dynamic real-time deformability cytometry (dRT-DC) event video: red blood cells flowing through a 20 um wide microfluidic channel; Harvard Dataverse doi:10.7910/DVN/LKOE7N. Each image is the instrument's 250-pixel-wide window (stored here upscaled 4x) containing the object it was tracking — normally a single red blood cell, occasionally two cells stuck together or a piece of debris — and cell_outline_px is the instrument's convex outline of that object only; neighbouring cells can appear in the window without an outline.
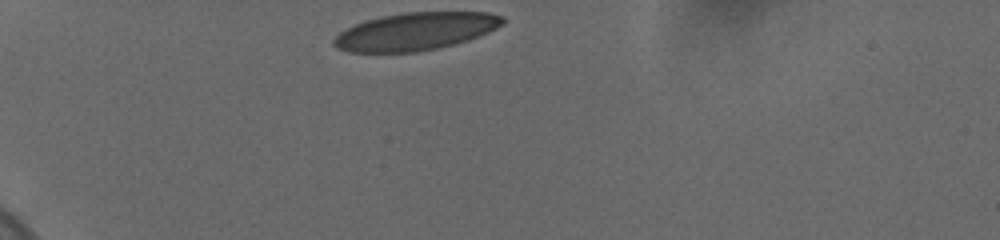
{"species": "human", "species_latin": "Homo sapiens", "temperature_condition": "cold", "stored_images_in_passage": 6, "camera_frame_rate_fps": 3000, "um_per_image_px": 0.085, "donor": {"sex": "female"}, "frame": {"image": 1, "passage_image": 1, "time_ms": 0.0, "image_size_px": [1000, 240], "cell_outline_px": [[504, 24], [480, 36], [468, 40], [436, 48], [416, 52], [348, 52], [336, 48], [332, 44], [332, 40], [344, 28], [380, 16], [404, 12], [488, 12], [504, 16]], "centroid_in_image_um": [35.31, 2.66], "position_along_channel_um": 49.7, "area_um2": 37.11}}
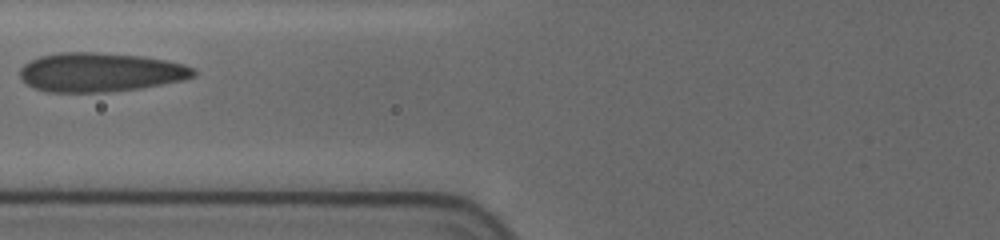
{"frame": {"image": 2, "passage_image": 4, "time_ms": 3.0, "image_size_px": [1000, 240], "cell_outline_px": [[196, 76], [184, 80], [140, 88], [104, 92], [48, 92], [32, 88], [20, 76], [20, 68], [24, 64], [40, 56], [60, 52], [96, 52], [144, 56], [184, 64], [196, 68]], "centroid_in_image_um": [8.55, 6.14], "position_along_channel_um": 117.3, "area_um2": 39.65}}
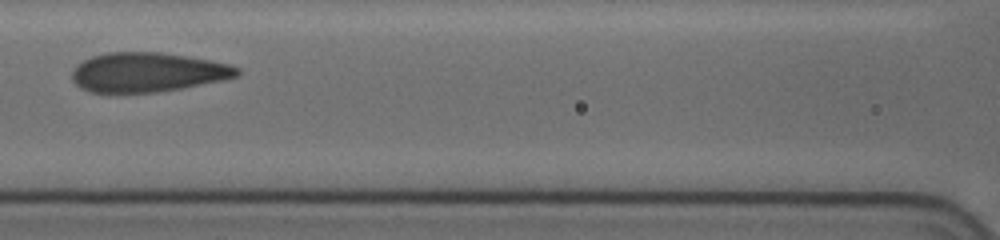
{"frame": {"image": 3, "passage_image": 5, "time_ms": 4.0, "image_size_px": [1000, 240], "cell_outline_px": [[240, 72], [236, 76], [224, 80], [180, 88], [156, 92], [88, 92], [80, 88], [72, 80], [72, 72], [76, 64], [92, 56], [108, 52], [160, 52], [188, 56], [212, 60], [228, 64], [240, 68]], "centroid_in_image_um": [12.53, 6.13], "position_along_channel_um": 154.1, "area_um2": 37.92}}